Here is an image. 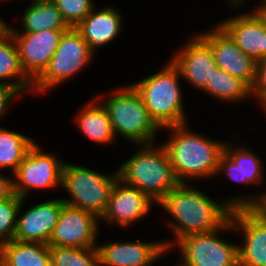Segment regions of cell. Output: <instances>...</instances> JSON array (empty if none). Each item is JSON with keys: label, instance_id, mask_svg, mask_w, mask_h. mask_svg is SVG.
Wrapping results in <instances>:
<instances>
[{"label": "cell", "instance_id": "obj_32", "mask_svg": "<svg viewBox=\"0 0 266 266\" xmlns=\"http://www.w3.org/2000/svg\"><path fill=\"white\" fill-rule=\"evenodd\" d=\"M22 93L14 86L0 84V119L4 117L9 103Z\"/></svg>", "mask_w": 266, "mask_h": 266}, {"label": "cell", "instance_id": "obj_1", "mask_svg": "<svg viewBox=\"0 0 266 266\" xmlns=\"http://www.w3.org/2000/svg\"><path fill=\"white\" fill-rule=\"evenodd\" d=\"M158 205L175 220L167 222L175 239L164 241L168 251L184 236L218 230L229 220L232 211L225 201L216 202L189 183H180Z\"/></svg>", "mask_w": 266, "mask_h": 266}, {"label": "cell", "instance_id": "obj_2", "mask_svg": "<svg viewBox=\"0 0 266 266\" xmlns=\"http://www.w3.org/2000/svg\"><path fill=\"white\" fill-rule=\"evenodd\" d=\"M163 129L171 133L167 139L169 141L163 146L180 183H187L189 178L197 180L216 176L225 142L195 134L188 128L187 123Z\"/></svg>", "mask_w": 266, "mask_h": 266}, {"label": "cell", "instance_id": "obj_39", "mask_svg": "<svg viewBox=\"0 0 266 266\" xmlns=\"http://www.w3.org/2000/svg\"><path fill=\"white\" fill-rule=\"evenodd\" d=\"M55 0H31L32 3L36 2H54Z\"/></svg>", "mask_w": 266, "mask_h": 266}, {"label": "cell", "instance_id": "obj_7", "mask_svg": "<svg viewBox=\"0 0 266 266\" xmlns=\"http://www.w3.org/2000/svg\"><path fill=\"white\" fill-rule=\"evenodd\" d=\"M95 53L75 29L70 28L61 37L53 57L45 71L33 82V91H50L67 82L92 62Z\"/></svg>", "mask_w": 266, "mask_h": 266}, {"label": "cell", "instance_id": "obj_5", "mask_svg": "<svg viewBox=\"0 0 266 266\" xmlns=\"http://www.w3.org/2000/svg\"><path fill=\"white\" fill-rule=\"evenodd\" d=\"M108 95L106 93L107 98L104 96L101 103L108 112L116 137L122 136L136 146L156 143L155 137L161 128L151 118L134 87L131 84L120 86Z\"/></svg>", "mask_w": 266, "mask_h": 266}, {"label": "cell", "instance_id": "obj_23", "mask_svg": "<svg viewBox=\"0 0 266 266\" xmlns=\"http://www.w3.org/2000/svg\"><path fill=\"white\" fill-rule=\"evenodd\" d=\"M97 99L85 104L75 116L76 125L88 139L99 144L113 143L116 135L108 116V112Z\"/></svg>", "mask_w": 266, "mask_h": 266}, {"label": "cell", "instance_id": "obj_10", "mask_svg": "<svg viewBox=\"0 0 266 266\" xmlns=\"http://www.w3.org/2000/svg\"><path fill=\"white\" fill-rule=\"evenodd\" d=\"M99 222L94 214L64 203L48 245L74 248L97 247Z\"/></svg>", "mask_w": 266, "mask_h": 266}, {"label": "cell", "instance_id": "obj_27", "mask_svg": "<svg viewBox=\"0 0 266 266\" xmlns=\"http://www.w3.org/2000/svg\"><path fill=\"white\" fill-rule=\"evenodd\" d=\"M51 266H101L97 247L49 246Z\"/></svg>", "mask_w": 266, "mask_h": 266}, {"label": "cell", "instance_id": "obj_36", "mask_svg": "<svg viewBox=\"0 0 266 266\" xmlns=\"http://www.w3.org/2000/svg\"><path fill=\"white\" fill-rule=\"evenodd\" d=\"M259 104L262 106L263 111L266 113V94L259 100Z\"/></svg>", "mask_w": 266, "mask_h": 266}, {"label": "cell", "instance_id": "obj_13", "mask_svg": "<svg viewBox=\"0 0 266 266\" xmlns=\"http://www.w3.org/2000/svg\"><path fill=\"white\" fill-rule=\"evenodd\" d=\"M67 30L11 33L25 74L34 82L47 68Z\"/></svg>", "mask_w": 266, "mask_h": 266}, {"label": "cell", "instance_id": "obj_34", "mask_svg": "<svg viewBox=\"0 0 266 266\" xmlns=\"http://www.w3.org/2000/svg\"><path fill=\"white\" fill-rule=\"evenodd\" d=\"M252 11L255 13H264L266 11V0L261 1V4L259 3V6L257 5Z\"/></svg>", "mask_w": 266, "mask_h": 266}, {"label": "cell", "instance_id": "obj_17", "mask_svg": "<svg viewBox=\"0 0 266 266\" xmlns=\"http://www.w3.org/2000/svg\"><path fill=\"white\" fill-rule=\"evenodd\" d=\"M101 266H151L167 253L164 242H111L98 245Z\"/></svg>", "mask_w": 266, "mask_h": 266}, {"label": "cell", "instance_id": "obj_33", "mask_svg": "<svg viewBox=\"0 0 266 266\" xmlns=\"http://www.w3.org/2000/svg\"><path fill=\"white\" fill-rule=\"evenodd\" d=\"M14 176L6 177L0 173V200L13 197L15 193Z\"/></svg>", "mask_w": 266, "mask_h": 266}, {"label": "cell", "instance_id": "obj_28", "mask_svg": "<svg viewBox=\"0 0 266 266\" xmlns=\"http://www.w3.org/2000/svg\"><path fill=\"white\" fill-rule=\"evenodd\" d=\"M21 201L22 198L16 194L0 200V247L13 240Z\"/></svg>", "mask_w": 266, "mask_h": 266}, {"label": "cell", "instance_id": "obj_18", "mask_svg": "<svg viewBox=\"0 0 266 266\" xmlns=\"http://www.w3.org/2000/svg\"><path fill=\"white\" fill-rule=\"evenodd\" d=\"M218 23L235 44L257 62L262 60L266 16L264 13L246 12Z\"/></svg>", "mask_w": 266, "mask_h": 266}, {"label": "cell", "instance_id": "obj_25", "mask_svg": "<svg viewBox=\"0 0 266 266\" xmlns=\"http://www.w3.org/2000/svg\"><path fill=\"white\" fill-rule=\"evenodd\" d=\"M203 92L221 102H241L250 98L251 87L242 79L232 76L218 66L213 70L211 80L207 81Z\"/></svg>", "mask_w": 266, "mask_h": 266}, {"label": "cell", "instance_id": "obj_8", "mask_svg": "<svg viewBox=\"0 0 266 266\" xmlns=\"http://www.w3.org/2000/svg\"><path fill=\"white\" fill-rule=\"evenodd\" d=\"M234 232L229 219L221 228L207 233L184 236L177 245L183 256L175 266H239L238 244L220 238V233ZM222 231V232H221Z\"/></svg>", "mask_w": 266, "mask_h": 266}, {"label": "cell", "instance_id": "obj_37", "mask_svg": "<svg viewBox=\"0 0 266 266\" xmlns=\"http://www.w3.org/2000/svg\"><path fill=\"white\" fill-rule=\"evenodd\" d=\"M266 58V32L264 34V48H262V59Z\"/></svg>", "mask_w": 266, "mask_h": 266}, {"label": "cell", "instance_id": "obj_26", "mask_svg": "<svg viewBox=\"0 0 266 266\" xmlns=\"http://www.w3.org/2000/svg\"><path fill=\"white\" fill-rule=\"evenodd\" d=\"M35 143L22 133L0 128V169L11 168L14 173Z\"/></svg>", "mask_w": 266, "mask_h": 266}, {"label": "cell", "instance_id": "obj_6", "mask_svg": "<svg viewBox=\"0 0 266 266\" xmlns=\"http://www.w3.org/2000/svg\"><path fill=\"white\" fill-rule=\"evenodd\" d=\"M118 178V171L109 176L65 161L61 187L71 198L61 199L65 204L90 212L100 219Z\"/></svg>", "mask_w": 266, "mask_h": 266}, {"label": "cell", "instance_id": "obj_35", "mask_svg": "<svg viewBox=\"0 0 266 266\" xmlns=\"http://www.w3.org/2000/svg\"><path fill=\"white\" fill-rule=\"evenodd\" d=\"M227 2H229V7H233V8H236V7H241V5L243 4V2L245 1H248V0H226Z\"/></svg>", "mask_w": 266, "mask_h": 266}, {"label": "cell", "instance_id": "obj_12", "mask_svg": "<svg viewBox=\"0 0 266 266\" xmlns=\"http://www.w3.org/2000/svg\"><path fill=\"white\" fill-rule=\"evenodd\" d=\"M155 203L145 192L124 183L118 178L112 187L106 211L99 221L118 223L120 227L130 226L150 214Z\"/></svg>", "mask_w": 266, "mask_h": 266}, {"label": "cell", "instance_id": "obj_19", "mask_svg": "<svg viewBox=\"0 0 266 266\" xmlns=\"http://www.w3.org/2000/svg\"><path fill=\"white\" fill-rule=\"evenodd\" d=\"M117 8L107 5L93 10L75 27L95 53L101 46L114 41L122 31V15Z\"/></svg>", "mask_w": 266, "mask_h": 266}, {"label": "cell", "instance_id": "obj_15", "mask_svg": "<svg viewBox=\"0 0 266 266\" xmlns=\"http://www.w3.org/2000/svg\"><path fill=\"white\" fill-rule=\"evenodd\" d=\"M233 229L243 235L238 245L239 266H266V221L249 208L232 209L230 218Z\"/></svg>", "mask_w": 266, "mask_h": 266}, {"label": "cell", "instance_id": "obj_16", "mask_svg": "<svg viewBox=\"0 0 266 266\" xmlns=\"http://www.w3.org/2000/svg\"><path fill=\"white\" fill-rule=\"evenodd\" d=\"M190 38L193 39L175 50L176 53L172 54L170 60L179 70L182 79L203 91L217 65L209 44L199 34Z\"/></svg>", "mask_w": 266, "mask_h": 266}, {"label": "cell", "instance_id": "obj_30", "mask_svg": "<svg viewBox=\"0 0 266 266\" xmlns=\"http://www.w3.org/2000/svg\"><path fill=\"white\" fill-rule=\"evenodd\" d=\"M254 196V197H253ZM232 209L236 208H249L253 213H255L260 219L266 221V192L259 193L257 196L251 195L245 196H235L233 199L224 200Z\"/></svg>", "mask_w": 266, "mask_h": 266}, {"label": "cell", "instance_id": "obj_14", "mask_svg": "<svg viewBox=\"0 0 266 266\" xmlns=\"http://www.w3.org/2000/svg\"><path fill=\"white\" fill-rule=\"evenodd\" d=\"M25 200L26 198H23L19 205L13 240L48 244L64 205L63 200L61 198L46 200L35 204L19 216Z\"/></svg>", "mask_w": 266, "mask_h": 266}, {"label": "cell", "instance_id": "obj_31", "mask_svg": "<svg viewBox=\"0 0 266 266\" xmlns=\"http://www.w3.org/2000/svg\"><path fill=\"white\" fill-rule=\"evenodd\" d=\"M266 94V58L257 62L256 76L251 86V95L259 101Z\"/></svg>", "mask_w": 266, "mask_h": 266}, {"label": "cell", "instance_id": "obj_9", "mask_svg": "<svg viewBox=\"0 0 266 266\" xmlns=\"http://www.w3.org/2000/svg\"><path fill=\"white\" fill-rule=\"evenodd\" d=\"M39 146L36 143L11 174L14 176L15 193L22 199L27 198L32 190L55 189L62 183L65 162L57 155L42 152Z\"/></svg>", "mask_w": 266, "mask_h": 266}, {"label": "cell", "instance_id": "obj_24", "mask_svg": "<svg viewBox=\"0 0 266 266\" xmlns=\"http://www.w3.org/2000/svg\"><path fill=\"white\" fill-rule=\"evenodd\" d=\"M0 266H51L49 245L11 240L0 247Z\"/></svg>", "mask_w": 266, "mask_h": 266}, {"label": "cell", "instance_id": "obj_20", "mask_svg": "<svg viewBox=\"0 0 266 266\" xmlns=\"http://www.w3.org/2000/svg\"><path fill=\"white\" fill-rule=\"evenodd\" d=\"M262 164V160L252 150L240 145L234 147L228 142L220 156L216 176L224 172L233 182L260 186L264 181Z\"/></svg>", "mask_w": 266, "mask_h": 266}, {"label": "cell", "instance_id": "obj_11", "mask_svg": "<svg viewBox=\"0 0 266 266\" xmlns=\"http://www.w3.org/2000/svg\"><path fill=\"white\" fill-rule=\"evenodd\" d=\"M199 35L211 47L214 61L219 68L242 79L250 87L253 85L257 61L246 55L219 24Z\"/></svg>", "mask_w": 266, "mask_h": 266}, {"label": "cell", "instance_id": "obj_22", "mask_svg": "<svg viewBox=\"0 0 266 266\" xmlns=\"http://www.w3.org/2000/svg\"><path fill=\"white\" fill-rule=\"evenodd\" d=\"M30 4L23 12L21 30H16L12 25L10 27L6 21L5 28L10 33H36L47 30L70 29L54 2H36Z\"/></svg>", "mask_w": 266, "mask_h": 266}, {"label": "cell", "instance_id": "obj_21", "mask_svg": "<svg viewBox=\"0 0 266 266\" xmlns=\"http://www.w3.org/2000/svg\"><path fill=\"white\" fill-rule=\"evenodd\" d=\"M0 84L14 86L22 94L33 92V81L25 74L14 37L6 28L0 32Z\"/></svg>", "mask_w": 266, "mask_h": 266}, {"label": "cell", "instance_id": "obj_29", "mask_svg": "<svg viewBox=\"0 0 266 266\" xmlns=\"http://www.w3.org/2000/svg\"><path fill=\"white\" fill-rule=\"evenodd\" d=\"M93 0H55L70 28H75L94 8Z\"/></svg>", "mask_w": 266, "mask_h": 266}, {"label": "cell", "instance_id": "obj_4", "mask_svg": "<svg viewBox=\"0 0 266 266\" xmlns=\"http://www.w3.org/2000/svg\"><path fill=\"white\" fill-rule=\"evenodd\" d=\"M177 67L168 61L160 71L131 83L151 118L161 128L187 123Z\"/></svg>", "mask_w": 266, "mask_h": 266}, {"label": "cell", "instance_id": "obj_3", "mask_svg": "<svg viewBox=\"0 0 266 266\" xmlns=\"http://www.w3.org/2000/svg\"><path fill=\"white\" fill-rule=\"evenodd\" d=\"M139 146V150L119 166L118 176L124 183L145 192L158 204L180 182L162 144Z\"/></svg>", "mask_w": 266, "mask_h": 266}, {"label": "cell", "instance_id": "obj_38", "mask_svg": "<svg viewBox=\"0 0 266 266\" xmlns=\"http://www.w3.org/2000/svg\"><path fill=\"white\" fill-rule=\"evenodd\" d=\"M0 17V32L5 28V24H6V21H4V19Z\"/></svg>", "mask_w": 266, "mask_h": 266}]
</instances>
